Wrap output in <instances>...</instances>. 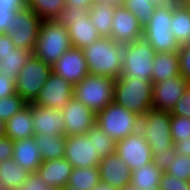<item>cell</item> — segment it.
<instances>
[{"instance_id":"obj_2","label":"cell","mask_w":190,"mask_h":190,"mask_svg":"<svg viewBox=\"0 0 190 190\" xmlns=\"http://www.w3.org/2000/svg\"><path fill=\"white\" fill-rule=\"evenodd\" d=\"M152 90L151 79L120 75L115 79L114 102L141 117L153 108Z\"/></svg>"},{"instance_id":"obj_11","label":"cell","mask_w":190,"mask_h":190,"mask_svg":"<svg viewBox=\"0 0 190 190\" xmlns=\"http://www.w3.org/2000/svg\"><path fill=\"white\" fill-rule=\"evenodd\" d=\"M42 20L26 5L16 9L9 36L17 48L34 51Z\"/></svg>"},{"instance_id":"obj_55","label":"cell","mask_w":190,"mask_h":190,"mask_svg":"<svg viewBox=\"0 0 190 190\" xmlns=\"http://www.w3.org/2000/svg\"><path fill=\"white\" fill-rule=\"evenodd\" d=\"M186 5L189 7L190 9V0H186Z\"/></svg>"},{"instance_id":"obj_19","label":"cell","mask_w":190,"mask_h":190,"mask_svg":"<svg viewBox=\"0 0 190 190\" xmlns=\"http://www.w3.org/2000/svg\"><path fill=\"white\" fill-rule=\"evenodd\" d=\"M98 167L102 183L116 189L130 185L132 170L116 153L102 158Z\"/></svg>"},{"instance_id":"obj_23","label":"cell","mask_w":190,"mask_h":190,"mask_svg":"<svg viewBox=\"0 0 190 190\" xmlns=\"http://www.w3.org/2000/svg\"><path fill=\"white\" fill-rule=\"evenodd\" d=\"M120 0H98L91 5L88 15L101 37H110L114 9Z\"/></svg>"},{"instance_id":"obj_15","label":"cell","mask_w":190,"mask_h":190,"mask_svg":"<svg viewBox=\"0 0 190 190\" xmlns=\"http://www.w3.org/2000/svg\"><path fill=\"white\" fill-rule=\"evenodd\" d=\"M143 27L133 13L128 11L120 2L114 9L110 38L120 44H127L141 39Z\"/></svg>"},{"instance_id":"obj_21","label":"cell","mask_w":190,"mask_h":190,"mask_svg":"<svg viewBox=\"0 0 190 190\" xmlns=\"http://www.w3.org/2000/svg\"><path fill=\"white\" fill-rule=\"evenodd\" d=\"M73 167L65 158L43 161L36 173L49 187L62 188L67 185Z\"/></svg>"},{"instance_id":"obj_29","label":"cell","mask_w":190,"mask_h":190,"mask_svg":"<svg viewBox=\"0 0 190 190\" xmlns=\"http://www.w3.org/2000/svg\"><path fill=\"white\" fill-rule=\"evenodd\" d=\"M99 167L73 168L67 185L76 190H93L99 183Z\"/></svg>"},{"instance_id":"obj_46","label":"cell","mask_w":190,"mask_h":190,"mask_svg":"<svg viewBox=\"0 0 190 190\" xmlns=\"http://www.w3.org/2000/svg\"><path fill=\"white\" fill-rule=\"evenodd\" d=\"M186 4L185 0H154L153 6L158 9L176 11Z\"/></svg>"},{"instance_id":"obj_41","label":"cell","mask_w":190,"mask_h":190,"mask_svg":"<svg viewBox=\"0 0 190 190\" xmlns=\"http://www.w3.org/2000/svg\"><path fill=\"white\" fill-rule=\"evenodd\" d=\"M20 190H60V188L49 187L37 173H30Z\"/></svg>"},{"instance_id":"obj_26","label":"cell","mask_w":190,"mask_h":190,"mask_svg":"<svg viewBox=\"0 0 190 190\" xmlns=\"http://www.w3.org/2000/svg\"><path fill=\"white\" fill-rule=\"evenodd\" d=\"M29 171L19 166L12 158L0 163V190H20Z\"/></svg>"},{"instance_id":"obj_35","label":"cell","mask_w":190,"mask_h":190,"mask_svg":"<svg viewBox=\"0 0 190 190\" xmlns=\"http://www.w3.org/2000/svg\"><path fill=\"white\" fill-rule=\"evenodd\" d=\"M27 104L18 93L0 98V120L6 122Z\"/></svg>"},{"instance_id":"obj_5","label":"cell","mask_w":190,"mask_h":190,"mask_svg":"<svg viewBox=\"0 0 190 190\" xmlns=\"http://www.w3.org/2000/svg\"><path fill=\"white\" fill-rule=\"evenodd\" d=\"M88 12L89 9L66 6L55 18L59 24L67 28L72 47L83 49L101 37Z\"/></svg>"},{"instance_id":"obj_51","label":"cell","mask_w":190,"mask_h":190,"mask_svg":"<svg viewBox=\"0 0 190 190\" xmlns=\"http://www.w3.org/2000/svg\"><path fill=\"white\" fill-rule=\"evenodd\" d=\"M93 190H118L100 182Z\"/></svg>"},{"instance_id":"obj_38","label":"cell","mask_w":190,"mask_h":190,"mask_svg":"<svg viewBox=\"0 0 190 190\" xmlns=\"http://www.w3.org/2000/svg\"><path fill=\"white\" fill-rule=\"evenodd\" d=\"M159 190H190V182L163 172L158 186Z\"/></svg>"},{"instance_id":"obj_42","label":"cell","mask_w":190,"mask_h":190,"mask_svg":"<svg viewBox=\"0 0 190 190\" xmlns=\"http://www.w3.org/2000/svg\"><path fill=\"white\" fill-rule=\"evenodd\" d=\"M178 53L181 75L190 81V45H182Z\"/></svg>"},{"instance_id":"obj_50","label":"cell","mask_w":190,"mask_h":190,"mask_svg":"<svg viewBox=\"0 0 190 190\" xmlns=\"http://www.w3.org/2000/svg\"><path fill=\"white\" fill-rule=\"evenodd\" d=\"M24 5H25V0H0V6L21 8Z\"/></svg>"},{"instance_id":"obj_7","label":"cell","mask_w":190,"mask_h":190,"mask_svg":"<svg viewBox=\"0 0 190 190\" xmlns=\"http://www.w3.org/2000/svg\"><path fill=\"white\" fill-rule=\"evenodd\" d=\"M139 117L116 102L96 113V122L116 142L138 132Z\"/></svg>"},{"instance_id":"obj_48","label":"cell","mask_w":190,"mask_h":190,"mask_svg":"<svg viewBox=\"0 0 190 190\" xmlns=\"http://www.w3.org/2000/svg\"><path fill=\"white\" fill-rule=\"evenodd\" d=\"M173 148L176 154L190 155V140L187 141H173Z\"/></svg>"},{"instance_id":"obj_56","label":"cell","mask_w":190,"mask_h":190,"mask_svg":"<svg viewBox=\"0 0 190 190\" xmlns=\"http://www.w3.org/2000/svg\"><path fill=\"white\" fill-rule=\"evenodd\" d=\"M186 44H187V45H190V36H189V39H188V41H187Z\"/></svg>"},{"instance_id":"obj_17","label":"cell","mask_w":190,"mask_h":190,"mask_svg":"<svg viewBox=\"0 0 190 190\" xmlns=\"http://www.w3.org/2000/svg\"><path fill=\"white\" fill-rule=\"evenodd\" d=\"M188 80L181 74L153 84V109L171 112L187 90Z\"/></svg>"},{"instance_id":"obj_40","label":"cell","mask_w":190,"mask_h":190,"mask_svg":"<svg viewBox=\"0 0 190 190\" xmlns=\"http://www.w3.org/2000/svg\"><path fill=\"white\" fill-rule=\"evenodd\" d=\"M171 114L190 118V81H188L187 90L174 105Z\"/></svg>"},{"instance_id":"obj_8","label":"cell","mask_w":190,"mask_h":190,"mask_svg":"<svg viewBox=\"0 0 190 190\" xmlns=\"http://www.w3.org/2000/svg\"><path fill=\"white\" fill-rule=\"evenodd\" d=\"M172 11L155 8L150 21L143 27L142 38L155 52H177L181 47L171 30Z\"/></svg>"},{"instance_id":"obj_16","label":"cell","mask_w":190,"mask_h":190,"mask_svg":"<svg viewBox=\"0 0 190 190\" xmlns=\"http://www.w3.org/2000/svg\"><path fill=\"white\" fill-rule=\"evenodd\" d=\"M61 111L65 122V136L86 134L96 122V113L75 97H72Z\"/></svg>"},{"instance_id":"obj_24","label":"cell","mask_w":190,"mask_h":190,"mask_svg":"<svg viewBox=\"0 0 190 190\" xmlns=\"http://www.w3.org/2000/svg\"><path fill=\"white\" fill-rule=\"evenodd\" d=\"M5 136L13 142L34 136L31 103L5 122Z\"/></svg>"},{"instance_id":"obj_39","label":"cell","mask_w":190,"mask_h":190,"mask_svg":"<svg viewBox=\"0 0 190 190\" xmlns=\"http://www.w3.org/2000/svg\"><path fill=\"white\" fill-rule=\"evenodd\" d=\"M174 150L153 152V164L162 172H166L176 158Z\"/></svg>"},{"instance_id":"obj_36","label":"cell","mask_w":190,"mask_h":190,"mask_svg":"<svg viewBox=\"0 0 190 190\" xmlns=\"http://www.w3.org/2000/svg\"><path fill=\"white\" fill-rule=\"evenodd\" d=\"M170 131L173 141L190 140V118L171 114Z\"/></svg>"},{"instance_id":"obj_18","label":"cell","mask_w":190,"mask_h":190,"mask_svg":"<svg viewBox=\"0 0 190 190\" xmlns=\"http://www.w3.org/2000/svg\"><path fill=\"white\" fill-rule=\"evenodd\" d=\"M52 72L75 86L89 74L82 49L69 48L52 65Z\"/></svg>"},{"instance_id":"obj_34","label":"cell","mask_w":190,"mask_h":190,"mask_svg":"<svg viewBox=\"0 0 190 190\" xmlns=\"http://www.w3.org/2000/svg\"><path fill=\"white\" fill-rule=\"evenodd\" d=\"M154 0H120V3L135 15L139 24L144 27L155 12Z\"/></svg>"},{"instance_id":"obj_47","label":"cell","mask_w":190,"mask_h":190,"mask_svg":"<svg viewBox=\"0 0 190 190\" xmlns=\"http://www.w3.org/2000/svg\"><path fill=\"white\" fill-rule=\"evenodd\" d=\"M13 48H16L12 42L11 37L7 33H0V61L4 60V57L13 52Z\"/></svg>"},{"instance_id":"obj_10","label":"cell","mask_w":190,"mask_h":190,"mask_svg":"<svg viewBox=\"0 0 190 190\" xmlns=\"http://www.w3.org/2000/svg\"><path fill=\"white\" fill-rule=\"evenodd\" d=\"M52 73V66L32 55L16 77V93L33 103Z\"/></svg>"},{"instance_id":"obj_33","label":"cell","mask_w":190,"mask_h":190,"mask_svg":"<svg viewBox=\"0 0 190 190\" xmlns=\"http://www.w3.org/2000/svg\"><path fill=\"white\" fill-rule=\"evenodd\" d=\"M25 5L41 20H52L62 8L66 7V2L65 0H25Z\"/></svg>"},{"instance_id":"obj_54","label":"cell","mask_w":190,"mask_h":190,"mask_svg":"<svg viewBox=\"0 0 190 190\" xmlns=\"http://www.w3.org/2000/svg\"><path fill=\"white\" fill-rule=\"evenodd\" d=\"M60 190H76V189L74 187L66 185V186L60 188Z\"/></svg>"},{"instance_id":"obj_52","label":"cell","mask_w":190,"mask_h":190,"mask_svg":"<svg viewBox=\"0 0 190 190\" xmlns=\"http://www.w3.org/2000/svg\"><path fill=\"white\" fill-rule=\"evenodd\" d=\"M5 136V122L0 120V137Z\"/></svg>"},{"instance_id":"obj_14","label":"cell","mask_w":190,"mask_h":190,"mask_svg":"<svg viewBox=\"0 0 190 190\" xmlns=\"http://www.w3.org/2000/svg\"><path fill=\"white\" fill-rule=\"evenodd\" d=\"M73 168L99 166L101 158L86 134L66 136L65 156Z\"/></svg>"},{"instance_id":"obj_13","label":"cell","mask_w":190,"mask_h":190,"mask_svg":"<svg viewBox=\"0 0 190 190\" xmlns=\"http://www.w3.org/2000/svg\"><path fill=\"white\" fill-rule=\"evenodd\" d=\"M73 93L74 85L52 72L38 97L31 104L62 110L73 97Z\"/></svg>"},{"instance_id":"obj_37","label":"cell","mask_w":190,"mask_h":190,"mask_svg":"<svg viewBox=\"0 0 190 190\" xmlns=\"http://www.w3.org/2000/svg\"><path fill=\"white\" fill-rule=\"evenodd\" d=\"M166 173L190 182V155L177 154Z\"/></svg>"},{"instance_id":"obj_4","label":"cell","mask_w":190,"mask_h":190,"mask_svg":"<svg viewBox=\"0 0 190 190\" xmlns=\"http://www.w3.org/2000/svg\"><path fill=\"white\" fill-rule=\"evenodd\" d=\"M171 112L150 109L139 117L138 133L148 142L152 152L174 150L170 131Z\"/></svg>"},{"instance_id":"obj_20","label":"cell","mask_w":190,"mask_h":190,"mask_svg":"<svg viewBox=\"0 0 190 190\" xmlns=\"http://www.w3.org/2000/svg\"><path fill=\"white\" fill-rule=\"evenodd\" d=\"M33 133L35 135H64L65 122L61 110L32 104Z\"/></svg>"},{"instance_id":"obj_44","label":"cell","mask_w":190,"mask_h":190,"mask_svg":"<svg viewBox=\"0 0 190 190\" xmlns=\"http://www.w3.org/2000/svg\"><path fill=\"white\" fill-rule=\"evenodd\" d=\"M16 77L0 72V98L16 93Z\"/></svg>"},{"instance_id":"obj_53","label":"cell","mask_w":190,"mask_h":190,"mask_svg":"<svg viewBox=\"0 0 190 190\" xmlns=\"http://www.w3.org/2000/svg\"><path fill=\"white\" fill-rule=\"evenodd\" d=\"M118 190H136L133 186L129 185Z\"/></svg>"},{"instance_id":"obj_45","label":"cell","mask_w":190,"mask_h":190,"mask_svg":"<svg viewBox=\"0 0 190 190\" xmlns=\"http://www.w3.org/2000/svg\"><path fill=\"white\" fill-rule=\"evenodd\" d=\"M13 158V141L6 137H0V163Z\"/></svg>"},{"instance_id":"obj_9","label":"cell","mask_w":190,"mask_h":190,"mask_svg":"<svg viewBox=\"0 0 190 190\" xmlns=\"http://www.w3.org/2000/svg\"><path fill=\"white\" fill-rule=\"evenodd\" d=\"M155 55V50L143 38L125 44L121 75L137 79H151Z\"/></svg>"},{"instance_id":"obj_25","label":"cell","mask_w":190,"mask_h":190,"mask_svg":"<svg viewBox=\"0 0 190 190\" xmlns=\"http://www.w3.org/2000/svg\"><path fill=\"white\" fill-rule=\"evenodd\" d=\"M179 53L156 52L153 60L151 82L158 83L180 75Z\"/></svg>"},{"instance_id":"obj_49","label":"cell","mask_w":190,"mask_h":190,"mask_svg":"<svg viewBox=\"0 0 190 190\" xmlns=\"http://www.w3.org/2000/svg\"><path fill=\"white\" fill-rule=\"evenodd\" d=\"M66 6H73L82 9H90L91 5L94 3L93 0H65Z\"/></svg>"},{"instance_id":"obj_31","label":"cell","mask_w":190,"mask_h":190,"mask_svg":"<svg viewBox=\"0 0 190 190\" xmlns=\"http://www.w3.org/2000/svg\"><path fill=\"white\" fill-rule=\"evenodd\" d=\"M86 135L94 144L95 150H97L98 156L101 159L115 153L117 142L109 137L97 122L90 127Z\"/></svg>"},{"instance_id":"obj_22","label":"cell","mask_w":190,"mask_h":190,"mask_svg":"<svg viewBox=\"0 0 190 190\" xmlns=\"http://www.w3.org/2000/svg\"><path fill=\"white\" fill-rule=\"evenodd\" d=\"M13 159L30 173H36L43 160L34 136L13 142Z\"/></svg>"},{"instance_id":"obj_1","label":"cell","mask_w":190,"mask_h":190,"mask_svg":"<svg viewBox=\"0 0 190 190\" xmlns=\"http://www.w3.org/2000/svg\"><path fill=\"white\" fill-rule=\"evenodd\" d=\"M124 45L110 37H100L82 49L90 74L116 79L121 75Z\"/></svg>"},{"instance_id":"obj_30","label":"cell","mask_w":190,"mask_h":190,"mask_svg":"<svg viewBox=\"0 0 190 190\" xmlns=\"http://www.w3.org/2000/svg\"><path fill=\"white\" fill-rule=\"evenodd\" d=\"M171 30L180 46L185 45L190 36V9L185 4L172 11Z\"/></svg>"},{"instance_id":"obj_43","label":"cell","mask_w":190,"mask_h":190,"mask_svg":"<svg viewBox=\"0 0 190 190\" xmlns=\"http://www.w3.org/2000/svg\"><path fill=\"white\" fill-rule=\"evenodd\" d=\"M16 9L18 8L0 6V33L9 34L11 32L13 15Z\"/></svg>"},{"instance_id":"obj_12","label":"cell","mask_w":190,"mask_h":190,"mask_svg":"<svg viewBox=\"0 0 190 190\" xmlns=\"http://www.w3.org/2000/svg\"><path fill=\"white\" fill-rule=\"evenodd\" d=\"M115 153L132 171L153 161V152L148 142L138 132L117 141Z\"/></svg>"},{"instance_id":"obj_27","label":"cell","mask_w":190,"mask_h":190,"mask_svg":"<svg viewBox=\"0 0 190 190\" xmlns=\"http://www.w3.org/2000/svg\"><path fill=\"white\" fill-rule=\"evenodd\" d=\"M34 139L43 161L59 159L65 156V135H35Z\"/></svg>"},{"instance_id":"obj_6","label":"cell","mask_w":190,"mask_h":190,"mask_svg":"<svg viewBox=\"0 0 190 190\" xmlns=\"http://www.w3.org/2000/svg\"><path fill=\"white\" fill-rule=\"evenodd\" d=\"M115 79L88 74L74 86V95L95 113L114 102Z\"/></svg>"},{"instance_id":"obj_32","label":"cell","mask_w":190,"mask_h":190,"mask_svg":"<svg viewBox=\"0 0 190 190\" xmlns=\"http://www.w3.org/2000/svg\"><path fill=\"white\" fill-rule=\"evenodd\" d=\"M32 55V51L17 47L13 48V52L6 55L4 60L0 61V72L7 73L8 76L17 77L20 70L26 65Z\"/></svg>"},{"instance_id":"obj_3","label":"cell","mask_w":190,"mask_h":190,"mask_svg":"<svg viewBox=\"0 0 190 190\" xmlns=\"http://www.w3.org/2000/svg\"><path fill=\"white\" fill-rule=\"evenodd\" d=\"M72 47L68 30L55 19L42 20L33 55L52 66Z\"/></svg>"},{"instance_id":"obj_28","label":"cell","mask_w":190,"mask_h":190,"mask_svg":"<svg viewBox=\"0 0 190 190\" xmlns=\"http://www.w3.org/2000/svg\"><path fill=\"white\" fill-rule=\"evenodd\" d=\"M163 172L153 162L132 171L131 183L136 190L158 189Z\"/></svg>"}]
</instances>
